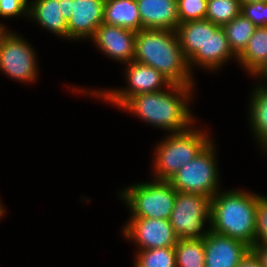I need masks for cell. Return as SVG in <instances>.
<instances>
[{
    "label": "cell",
    "instance_id": "27",
    "mask_svg": "<svg viewBox=\"0 0 267 267\" xmlns=\"http://www.w3.org/2000/svg\"><path fill=\"white\" fill-rule=\"evenodd\" d=\"M29 0H0V18H28Z\"/></svg>",
    "mask_w": 267,
    "mask_h": 267
},
{
    "label": "cell",
    "instance_id": "32",
    "mask_svg": "<svg viewBox=\"0 0 267 267\" xmlns=\"http://www.w3.org/2000/svg\"><path fill=\"white\" fill-rule=\"evenodd\" d=\"M252 79L264 85H267V62L263 67L252 77Z\"/></svg>",
    "mask_w": 267,
    "mask_h": 267
},
{
    "label": "cell",
    "instance_id": "7",
    "mask_svg": "<svg viewBox=\"0 0 267 267\" xmlns=\"http://www.w3.org/2000/svg\"><path fill=\"white\" fill-rule=\"evenodd\" d=\"M215 142L213 139L171 177L169 182L178 192L198 193L213 198L222 189L217 158L218 145Z\"/></svg>",
    "mask_w": 267,
    "mask_h": 267
},
{
    "label": "cell",
    "instance_id": "18",
    "mask_svg": "<svg viewBox=\"0 0 267 267\" xmlns=\"http://www.w3.org/2000/svg\"><path fill=\"white\" fill-rule=\"evenodd\" d=\"M103 23L138 32L143 29L136 0H105Z\"/></svg>",
    "mask_w": 267,
    "mask_h": 267
},
{
    "label": "cell",
    "instance_id": "23",
    "mask_svg": "<svg viewBox=\"0 0 267 267\" xmlns=\"http://www.w3.org/2000/svg\"><path fill=\"white\" fill-rule=\"evenodd\" d=\"M133 267H176L174 247L136 251Z\"/></svg>",
    "mask_w": 267,
    "mask_h": 267
},
{
    "label": "cell",
    "instance_id": "16",
    "mask_svg": "<svg viewBox=\"0 0 267 267\" xmlns=\"http://www.w3.org/2000/svg\"><path fill=\"white\" fill-rule=\"evenodd\" d=\"M256 83V84H255ZM247 124L260 154H267V85L255 82L248 96Z\"/></svg>",
    "mask_w": 267,
    "mask_h": 267
},
{
    "label": "cell",
    "instance_id": "35",
    "mask_svg": "<svg viewBox=\"0 0 267 267\" xmlns=\"http://www.w3.org/2000/svg\"><path fill=\"white\" fill-rule=\"evenodd\" d=\"M259 1L267 2V0H240V3H241V4H246V3L259 2Z\"/></svg>",
    "mask_w": 267,
    "mask_h": 267
},
{
    "label": "cell",
    "instance_id": "12",
    "mask_svg": "<svg viewBox=\"0 0 267 267\" xmlns=\"http://www.w3.org/2000/svg\"><path fill=\"white\" fill-rule=\"evenodd\" d=\"M136 33L133 30L102 23L88 41L110 60L120 64L134 61Z\"/></svg>",
    "mask_w": 267,
    "mask_h": 267
},
{
    "label": "cell",
    "instance_id": "2",
    "mask_svg": "<svg viewBox=\"0 0 267 267\" xmlns=\"http://www.w3.org/2000/svg\"><path fill=\"white\" fill-rule=\"evenodd\" d=\"M134 61L155 68L173 84L196 85L197 83L174 30L142 29L138 31Z\"/></svg>",
    "mask_w": 267,
    "mask_h": 267
},
{
    "label": "cell",
    "instance_id": "26",
    "mask_svg": "<svg viewBox=\"0 0 267 267\" xmlns=\"http://www.w3.org/2000/svg\"><path fill=\"white\" fill-rule=\"evenodd\" d=\"M259 244H267V195L257 192L256 234L253 245Z\"/></svg>",
    "mask_w": 267,
    "mask_h": 267
},
{
    "label": "cell",
    "instance_id": "20",
    "mask_svg": "<svg viewBox=\"0 0 267 267\" xmlns=\"http://www.w3.org/2000/svg\"><path fill=\"white\" fill-rule=\"evenodd\" d=\"M230 60H235L237 63V56L232 52L229 42L227 40L224 29L220 27L218 30H208L207 42V71L217 73ZM220 69V70H219Z\"/></svg>",
    "mask_w": 267,
    "mask_h": 267
},
{
    "label": "cell",
    "instance_id": "9",
    "mask_svg": "<svg viewBox=\"0 0 267 267\" xmlns=\"http://www.w3.org/2000/svg\"><path fill=\"white\" fill-rule=\"evenodd\" d=\"M211 199L177 191L169 222L178 239H201L210 232Z\"/></svg>",
    "mask_w": 267,
    "mask_h": 267
},
{
    "label": "cell",
    "instance_id": "28",
    "mask_svg": "<svg viewBox=\"0 0 267 267\" xmlns=\"http://www.w3.org/2000/svg\"><path fill=\"white\" fill-rule=\"evenodd\" d=\"M241 14L257 28L267 26V2L241 4Z\"/></svg>",
    "mask_w": 267,
    "mask_h": 267
},
{
    "label": "cell",
    "instance_id": "15",
    "mask_svg": "<svg viewBox=\"0 0 267 267\" xmlns=\"http://www.w3.org/2000/svg\"><path fill=\"white\" fill-rule=\"evenodd\" d=\"M143 29L174 30L180 24L177 0H136Z\"/></svg>",
    "mask_w": 267,
    "mask_h": 267
},
{
    "label": "cell",
    "instance_id": "11",
    "mask_svg": "<svg viewBox=\"0 0 267 267\" xmlns=\"http://www.w3.org/2000/svg\"><path fill=\"white\" fill-rule=\"evenodd\" d=\"M220 27L207 19L183 22L177 27L179 44L193 74L196 68L207 72L208 30H218Z\"/></svg>",
    "mask_w": 267,
    "mask_h": 267
},
{
    "label": "cell",
    "instance_id": "25",
    "mask_svg": "<svg viewBox=\"0 0 267 267\" xmlns=\"http://www.w3.org/2000/svg\"><path fill=\"white\" fill-rule=\"evenodd\" d=\"M180 23L205 19L207 0H177Z\"/></svg>",
    "mask_w": 267,
    "mask_h": 267
},
{
    "label": "cell",
    "instance_id": "22",
    "mask_svg": "<svg viewBox=\"0 0 267 267\" xmlns=\"http://www.w3.org/2000/svg\"><path fill=\"white\" fill-rule=\"evenodd\" d=\"M174 250L176 267H205L204 238L178 239Z\"/></svg>",
    "mask_w": 267,
    "mask_h": 267
},
{
    "label": "cell",
    "instance_id": "29",
    "mask_svg": "<svg viewBox=\"0 0 267 267\" xmlns=\"http://www.w3.org/2000/svg\"><path fill=\"white\" fill-rule=\"evenodd\" d=\"M251 251L259 259L262 267H267V244L253 245Z\"/></svg>",
    "mask_w": 267,
    "mask_h": 267
},
{
    "label": "cell",
    "instance_id": "24",
    "mask_svg": "<svg viewBox=\"0 0 267 267\" xmlns=\"http://www.w3.org/2000/svg\"><path fill=\"white\" fill-rule=\"evenodd\" d=\"M241 14L240 0H207L205 19L223 26Z\"/></svg>",
    "mask_w": 267,
    "mask_h": 267
},
{
    "label": "cell",
    "instance_id": "1",
    "mask_svg": "<svg viewBox=\"0 0 267 267\" xmlns=\"http://www.w3.org/2000/svg\"><path fill=\"white\" fill-rule=\"evenodd\" d=\"M196 87L172 84L161 91L132 96L119 109L165 134L184 132L199 121L191 109Z\"/></svg>",
    "mask_w": 267,
    "mask_h": 267
},
{
    "label": "cell",
    "instance_id": "8",
    "mask_svg": "<svg viewBox=\"0 0 267 267\" xmlns=\"http://www.w3.org/2000/svg\"><path fill=\"white\" fill-rule=\"evenodd\" d=\"M38 60L35 48L19 32L10 29L0 40V73L7 78L23 85L36 83Z\"/></svg>",
    "mask_w": 267,
    "mask_h": 267
},
{
    "label": "cell",
    "instance_id": "10",
    "mask_svg": "<svg viewBox=\"0 0 267 267\" xmlns=\"http://www.w3.org/2000/svg\"><path fill=\"white\" fill-rule=\"evenodd\" d=\"M125 240L135 246L136 251L174 247L178 242L169 220L155 218H128L121 227Z\"/></svg>",
    "mask_w": 267,
    "mask_h": 267
},
{
    "label": "cell",
    "instance_id": "30",
    "mask_svg": "<svg viewBox=\"0 0 267 267\" xmlns=\"http://www.w3.org/2000/svg\"><path fill=\"white\" fill-rule=\"evenodd\" d=\"M237 267H262L259 259L250 250L246 256L239 262Z\"/></svg>",
    "mask_w": 267,
    "mask_h": 267
},
{
    "label": "cell",
    "instance_id": "5",
    "mask_svg": "<svg viewBox=\"0 0 267 267\" xmlns=\"http://www.w3.org/2000/svg\"><path fill=\"white\" fill-rule=\"evenodd\" d=\"M125 87L91 89L67 85L72 94L94 97L96 100L119 109L130 97L169 88L173 83L155 68L131 61L123 65ZM113 88V89H112Z\"/></svg>",
    "mask_w": 267,
    "mask_h": 267
},
{
    "label": "cell",
    "instance_id": "3",
    "mask_svg": "<svg viewBox=\"0 0 267 267\" xmlns=\"http://www.w3.org/2000/svg\"><path fill=\"white\" fill-rule=\"evenodd\" d=\"M256 207L257 193L240 188L221 189L211 199V231L252 247L256 234Z\"/></svg>",
    "mask_w": 267,
    "mask_h": 267
},
{
    "label": "cell",
    "instance_id": "34",
    "mask_svg": "<svg viewBox=\"0 0 267 267\" xmlns=\"http://www.w3.org/2000/svg\"><path fill=\"white\" fill-rule=\"evenodd\" d=\"M6 210H7L6 206L4 205V203H2L1 198H0V221H2V219L7 214Z\"/></svg>",
    "mask_w": 267,
    "mask_h": 267
},
{
    "label": "cell",
    "instance_id": "13",
    "mask_svg": "<svg viewBox=\"0 0 267 267\" xmlns=\"http://www.w3.org/2000/svg\"><path fill=\"white\" fill-rule=\"evenodd\" d=\"M105 0H72V15L67 22L68 41L88 42L103 23Z\"/></svg>",
    "mask_w": 267,
    "mask_h": 267
},
{
    "label": "cell",
    "instance_id": "21",
    "mask_svg": "<svg viewBox=\"0 0 267 267\" xmlns=\"http://www.w3.org/2000/svg\"><path fill=\"white\" fill-rule=\"evenodd\" d=\"M232 52L238 57L246 48L257 27L242 14L222 26Z\"/></svg>",
    "mask_w": 267,
    "mask_h": 267
},
{
    "label": "cell",
    "instance_id": "4",
    "mask_svg": "<svg viewBox=\"0 0 267 267\" xmlns=\"http://www.w3.org/2000/svg\"><path fill=\"white\" fill-rule=\"evenodd\" d=\"M199 123L201 122L198 121L184 132L166 133L156 142L152 164L150 163V178L169 181L182 166L194 159L213 140L208 129L200 128Z\"/></svg>",
    "mask_w": 267,
    "mask_h": 267
},
{
    "label": "cell",
    "instance_id": "6",
    "mask_svg": "<svg viewBox=\"0 0 267 267\" xmlns=\"http://www.w3.org/2000/svg\"><path fill=\"white\" fill-rule=\"evenodd\" d=\"M127 186L120 188L117 196L129 209V218L169 220L177 193L169 181L151 178Z\"/></svg>",
    "mask_w": 267,
    "mask_h": 267
},
{
    "label": "cell",
    "instance_id": "14",
    "mask_svg": "<svg viewBox=\"0 0 267 267\" xmlns=\"http://www.w3.org/2000/svg\"><path fill=\"white\" fill-rule=\"evenodd\" d=\"M250 250L243 241L210 230L204 237L205 267H237Z\"/></svg>",
    "mask_w": 267,
    "mask_h": 267
},
{
    "label": "cell",
    "instance_id": "19",
    "mask_svg": "<svg viewBox=\"0 0 267 267\" xmlns=\"http://www.w3.org/2000/svg\"><path fill=\"white\" fill-rule=\"evenodd\" d=\"M267 62V31L257 28L244 51L237 57L238 66L253 77Z\"/></svg>",
    "mask_w": 267,
    "mask_h": 267
},
{
    "label": "cell",
    "instance_id": "31",
    "mask_svg": "<svg viewBox=\"0 0 267 267\" xmlns=\"http://www.w3.org/2000/svg\"><path fill=\"white\" fill-rule=\"evenodd\" d=\"M72 0H61L62 15L66 22H68L70 16L72 15L71 11Z\"/></svg>",
    "mask_w": 267,
    "mask_h": 267
},
{
    "label": "cell",
    "instance_id": "33",
    "mask_svg": "<svg viewBox=\"0 0 267 267\" xmlns=\"http://www.w3.org/2000/svg\"><path fill=\"white\" fill-rule=\"evenodd\" d=\"M4 22L3 20H0V40L2 37L10 30L7 24L2 23Z\"/></svg>",
    "mask_w": 267,
    "mask_h": 267
},
{
    "label": "cell",
    "instance_id": "17",
    "mask_svg": "<svg viewBox=\"0 0 267 267\" xmlns=\"http://www.w3.org/2000/svg\"><path fill=\"white\" fill-rule=\"evenodd\" d=\"M61 11V0H29L28 19L62 41H68L67 22Z\"/></svg>",
    "mask_w": 267,
    "mask_h": 267
}]
</instances>
